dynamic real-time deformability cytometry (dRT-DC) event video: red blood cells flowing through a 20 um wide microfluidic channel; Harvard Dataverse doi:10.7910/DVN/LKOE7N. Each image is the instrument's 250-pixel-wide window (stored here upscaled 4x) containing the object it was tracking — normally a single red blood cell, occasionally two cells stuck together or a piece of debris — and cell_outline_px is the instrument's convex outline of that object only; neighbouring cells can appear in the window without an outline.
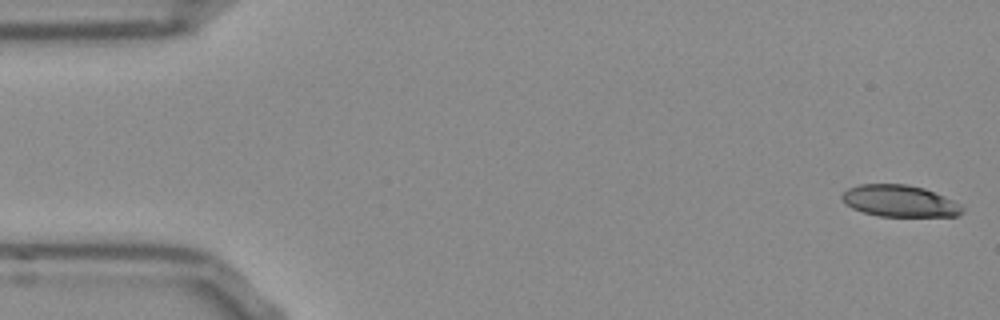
{"species": "Egyptian fruit bat (a non-hibernating species)", "species_latin": "Rousettus aegyptiacus", "temperature_condition": "room temperature", "stored_images_in_passage": 52, "camera_frame_rate_fps": 3000, "um_per_image_px": 0.085, "frame": {"image": 1, "passage_image": 1, "time_ms": 0.0, "image_size_px": [1000, 320], "cell_outline_px": [[964, 212], [956, 216], [880, 216], [864, 212], [852, 208], [844, 204], [840, 196], [848, 188], [860, 184], [908, 184], [924, 188], [944, 196], [960, 204], [964, 208]], "centroid_in_image_um": [76.46, 17.08], "position_along_channel_um": 8.5, "area_um2": 22.25}}
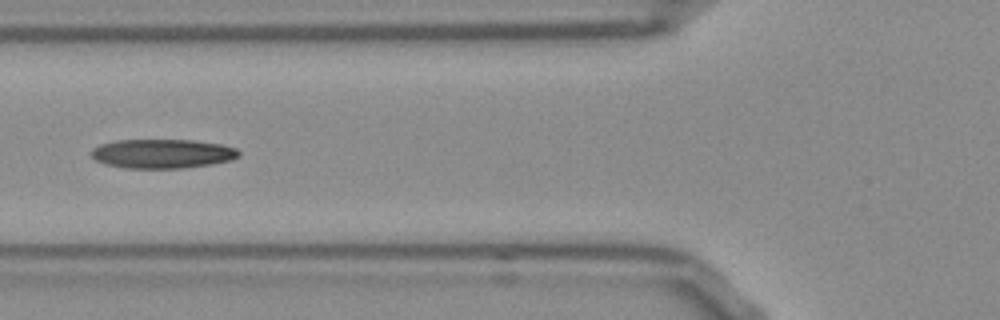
{"frame": {"image": 2, "passage_image": 19, "time_ms": 6.0, "image_size_px": [1000, 320], "cell_outline_px": [[240, 156], [232, 160], [212, 164], [184, 168], [128, 168], [104, 164], [96, 160], [92, 156], [92, 148], [100, 144], [116, 140], [192, 140], [220, 144], [236, 148], [240, 152]], "centroid_in_image_um": [13.82, 13.06], "position_along_channel_um": 112.0, "area_um2": 25.14}}
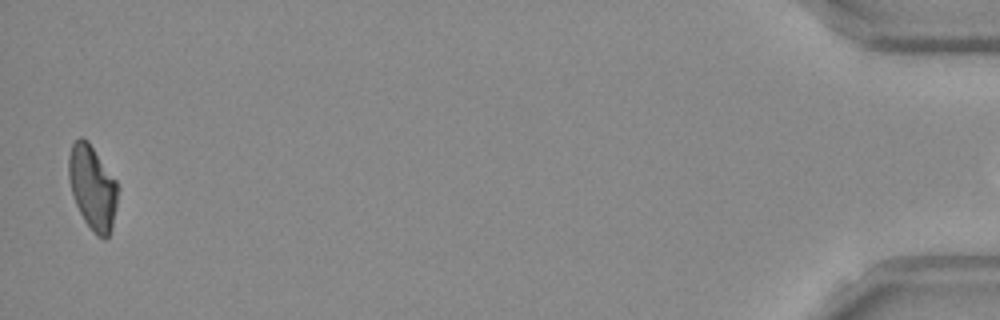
{"frame": {"image": 3, "passage_image": 51, "time_ms": 16.667, "image_size_px": [1000, 320], "cell_outline_px": [[120, 188], [112, 228], [108, 236], [104, 240], [96, 236], [92, 232], [84, 220], [76, 204], [72, 192], [68, 176], [68, 156], [72, 144], [80, 136], [88, 140], [116, 180]], "centroid_in_image_um": [7.88, 15.95], "position_along_channel_um": 427.3, "area_um2": 24.39}}